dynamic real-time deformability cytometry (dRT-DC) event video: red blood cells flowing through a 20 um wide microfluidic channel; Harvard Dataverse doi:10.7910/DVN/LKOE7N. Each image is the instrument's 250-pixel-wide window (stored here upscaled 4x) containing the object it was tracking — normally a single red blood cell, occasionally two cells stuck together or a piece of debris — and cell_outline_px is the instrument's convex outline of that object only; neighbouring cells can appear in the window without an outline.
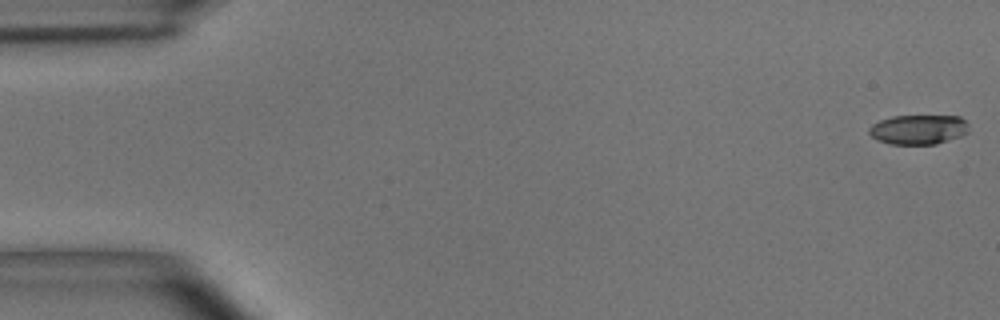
{"species": "common noctule bat (a hibernating species)", "species_latin": "Nyctalus noctula", "temperature_condition": "room temperature", "stored_images_in_passage": 51, "camera_frame_rate_fps": 3000, "um_per_image_px": 0.085, "animal": {"sex": "male", "body_mass_g": 15.6}, "frame": {"image": 1, "passage_image": 1, "time_ms": 0.0, "image_size_px": [1000, 320], "cell_outline_px": [[968, 132], [960, 136], [936, 144], [888, 144], [876, 140], [868, 132], [868, 128], [872, 124], [880, 120], [892, 116], [960, 116], [968, 124]], "centroid_in_image_um": [78.04, 11.01], "position_along_channel_um": 7.0, "area_um2": 17.28}}
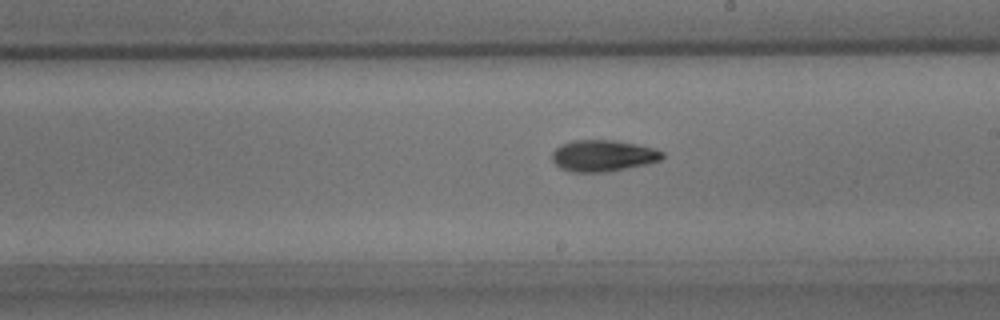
{"frame": {"image": 2, "passage_image": 31, "time_ms": 10.0, "image_size_px": [1000, 320], "cell_outline_px": [[664, 156], [660, 160], [644, 164], [608, 172], [572, 172], [560, 168], [552, 160], [552, 152], [560, 144], [572, 140], [612, 140], [636, 144], [652, 148], [664, 152]], "centroid_in_image_um": [51.21, 13.23], "position_along_channel_um": 237.8, "area_um2": 20.11}}
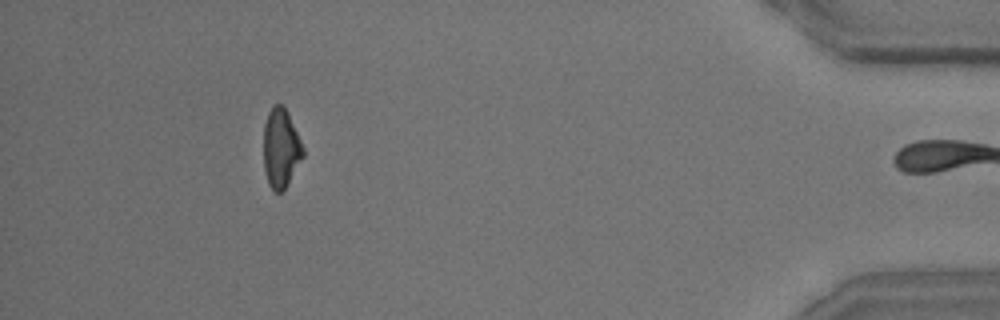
{"frame": {"image": 3, "passage_image": 50, "time_ms": 16.333, "image_size_px": [1000, 320], "cell_outline_px": [[304, 156], [284, 188], [280, 192], [276, 192], [268, 184], [264, 168], [264, 124], [268, 112], [272, 104], [284, 104], [288, 112], [304, 148]], "centroid_in_image_um": [23.87, 12.54], "position_along_channel_um": 411.3, "area_um2": 18.15}, "authors_computed_cell_mechanics": {"area_um2": 19.074, "velocity_mm_per_s": 3.686, "shape_relaxation_time_tau1_ms": 3.3502, "shape_relaxation_time_tau2_ms": 7.5164, "deformation_change_tau1": 0.1486, "deformation_change_tau2": 0.1497}}